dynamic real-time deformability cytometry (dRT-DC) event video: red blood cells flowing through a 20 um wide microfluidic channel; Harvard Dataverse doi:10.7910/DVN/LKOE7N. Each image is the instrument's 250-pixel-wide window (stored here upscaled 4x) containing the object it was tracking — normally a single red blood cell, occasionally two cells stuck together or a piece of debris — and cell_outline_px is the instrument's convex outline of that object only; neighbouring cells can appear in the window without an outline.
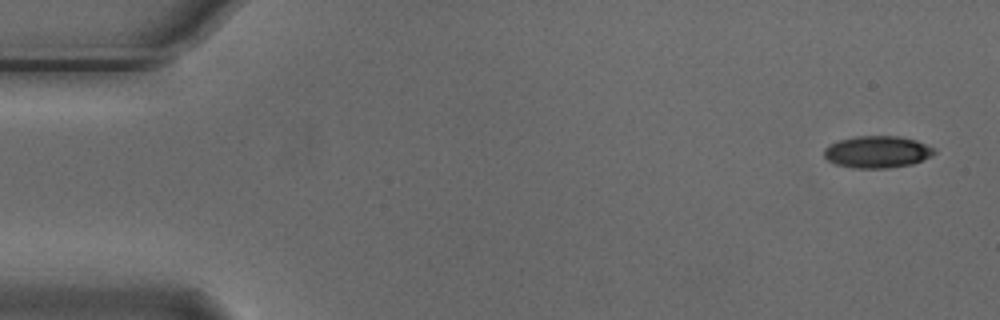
{"species": "Egyptian fruit bat (a non-hibernating species)", "species_latin": "Rousettus aegyptiacus", "temperature_condition": "cold", "stored_images_in_passage": 5, "camera_frame_rate_fps": 3000, "um_per_image_px": 0.085, "animal": {"sex": "male"}, "frame": {"image": 1, "passage_image": 1, "time_ms": 0.0, "image_size_px": [1000, 320], "cell_outline_px": [[936, 152], [932, 156], [912, 164], [888, 168], [852, 168], [836, 164], [828, 160], [824, 156], [824, 148], [828, 144], [840, 140], [856, 136], [896, 136], [916, 140], [936, 148]], "centroid_in_image_um": [74.57, 12.91], "position_along_channel_um": 10.4, "area_um2": 20.63}}